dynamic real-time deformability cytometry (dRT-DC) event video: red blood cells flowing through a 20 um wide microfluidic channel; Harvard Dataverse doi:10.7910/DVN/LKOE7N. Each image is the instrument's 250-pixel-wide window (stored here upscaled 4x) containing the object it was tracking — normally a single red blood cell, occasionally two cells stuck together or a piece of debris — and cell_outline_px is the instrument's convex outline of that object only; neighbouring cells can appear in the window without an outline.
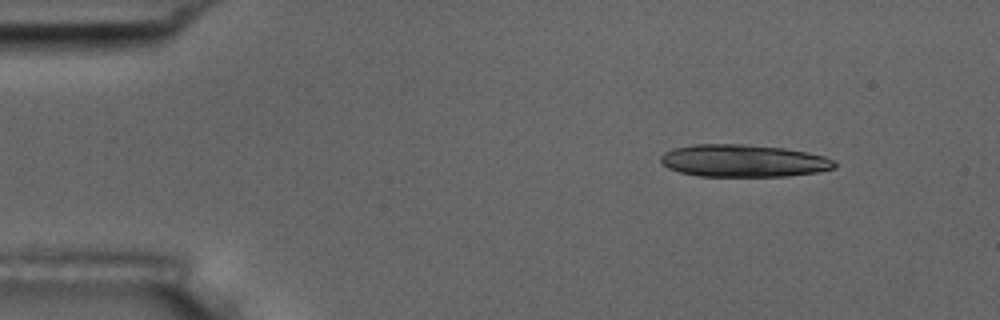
{"species": "common noctule bat (a hibernating species)", "species_latin": "Nyctalus noctula", "temperature_condition": "room temperature", "stored_images_in_passage": 4, "camera_frame_rate_fps": 3000, "um_per_image_px": 0.085, "animal": {"sex": "male", "body_mass_g": 17.5, "forearm_length_mm": 52.3}, "frame": {"image": 1, "passage_image": 1, "time_ms": 0.0, "image_size_px": [1000, 320], "cell_outline_px": [[836, 168], [816, 172], [788, 176], [700, 176], [680, 172], [668, 168], [660, 160], [660, 156], [664, 152], [672, 148], [692, 144], [744, 144], [784, 148], [824, 156], [832, 160], [836, 164]], "centroid_in_image_um": [63.15, 13.66], "position_along_channel_um": 21.8, "area_um2": 32.77}}